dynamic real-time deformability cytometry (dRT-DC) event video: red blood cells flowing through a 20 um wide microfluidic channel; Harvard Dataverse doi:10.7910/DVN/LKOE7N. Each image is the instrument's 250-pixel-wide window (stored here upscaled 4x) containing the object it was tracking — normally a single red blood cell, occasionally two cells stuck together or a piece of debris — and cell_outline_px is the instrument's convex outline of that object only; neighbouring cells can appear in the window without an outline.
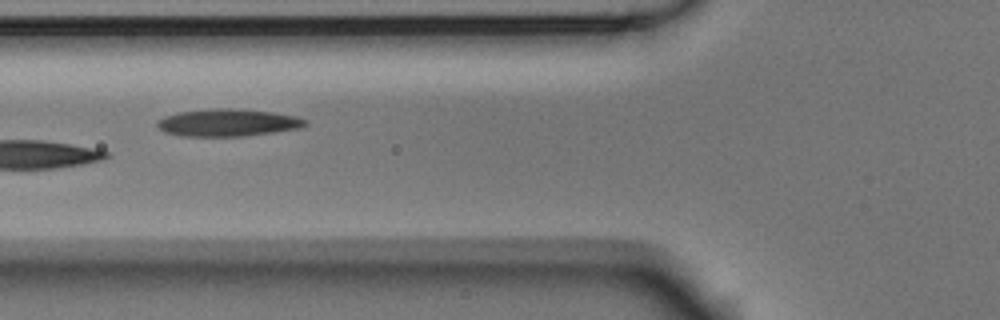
{"species": "Egyptian fruit bat (a non-hibernating species)", "species_latin": "Rousettus aegyptiacus", "temperature_condition": "room temperature", "stored_images_in_passage": 5, "camera_frame_rate_fps": 3000, "um_per_image_px": 0.085, "animal": {"sex": "male"}, "frame": {"image": 1, "passage_image": 4, "time_ms": 1.0, "image_size_px": [1000, 320], "cell_outline_px": [[308, 124], [300, 128], [244, 136], [180, 136], [164, 132], [156, 124], [156, 120], [164, 116], [180, 112], [212, 108], [232, 108], [272, 112], [296, 116], [308, 120]], "centroid_in_image_um": [19.35, 10.42], "position_along_channel_um": 106.4, "area_um2": 23.64}}